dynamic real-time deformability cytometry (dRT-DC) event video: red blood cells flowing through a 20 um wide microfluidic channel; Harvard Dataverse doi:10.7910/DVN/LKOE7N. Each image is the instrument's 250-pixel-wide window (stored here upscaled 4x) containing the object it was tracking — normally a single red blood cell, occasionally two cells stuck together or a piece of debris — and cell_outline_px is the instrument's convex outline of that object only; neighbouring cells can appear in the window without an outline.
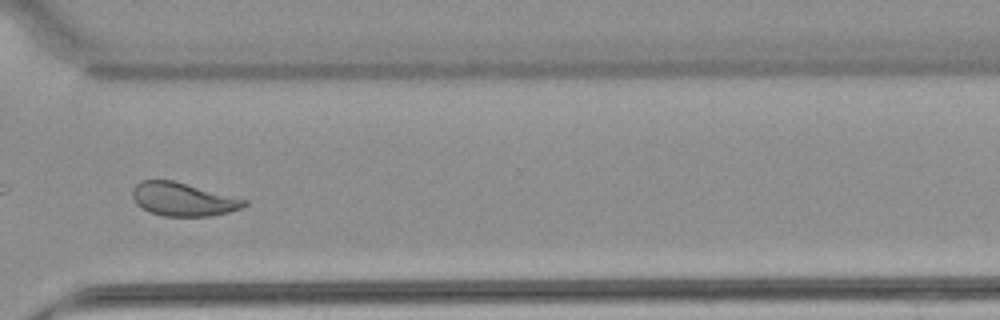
{"species": "common noctule bat (a hibernating species)", "species_latin": "Nyctalus noctula", "temperature_condition": "warm", "stored_images_in_passage": 45, "camera_frame_rate_fps": 3000, "um_per_image_px": 0.085, "animal": {"sex": "female", "body_mass_g": 22.7, "forearm_length_mm": 54.2}, "frame": {"image": 1, "passage_image": 32, "time_ms": 10.333, "image_size_px": [1000, 320], "cell_outline_px": [[248, 204], [240, 208], [228, 212], [208, 216], [164, 216], [148, 212], [136, 204], [132, 196], [132, 188], [140, 180], [172, 180], [248, 200]], "centroid_in_image_um": [15.52, 16.94], "position_along_channel_um": 355.1, "area_um2": 21.68}, "authors_computed_cell_mechanics": {"area_um2": 23.12, "velocity_mm_per_s": 3.8982, "shape_relaxation_time_tau1_ms": 8.175, "shape_relaxation_time_tau2_ms": 1.8039, "deformation_change_tau1": 0.1994, "deformation_change_tau2": 0.0756}}